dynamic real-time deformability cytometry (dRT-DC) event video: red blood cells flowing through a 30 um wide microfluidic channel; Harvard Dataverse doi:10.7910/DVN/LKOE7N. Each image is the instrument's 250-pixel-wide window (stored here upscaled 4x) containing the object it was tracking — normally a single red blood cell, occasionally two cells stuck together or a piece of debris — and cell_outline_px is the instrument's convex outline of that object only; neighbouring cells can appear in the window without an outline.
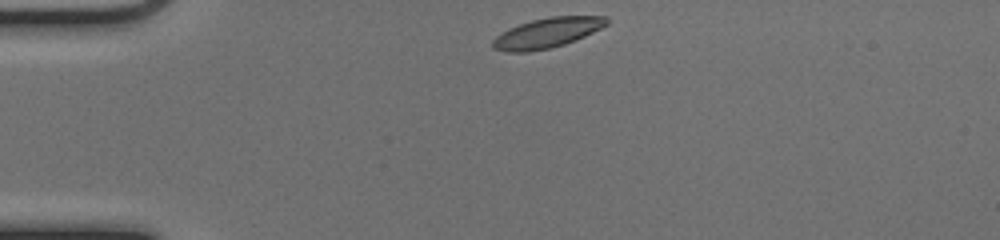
{"species": "common noctule bat (a hibernating species)", "species_latin": "Nyctalus noctula", "temperature_condition": "cold", "stored_images_in_passage": 41, "camera_frame_rate_fps": 3000, "um_per_image_px": 0.085, "animal": {"sex": "female", "body_mass_g": 17.0, "forearm_length_mm": 48.0}, "frame": {"image": 1, "passage_image": 1, "time_ms": 0.0, "image_size_px": [1000, 240], "cell_outline_px": [[608, 24], [576, 40], [564, 44], [548, 48], [528, 52], [508, 52], [492, 48], [492, 40], [496, 36], [508, 28], [532, 20], [552, 16], [608, 16]], "centroid_in_image_um": [46.49, 2.79], "position_along_channel_um": 38.5, "area_um2": 19.77}}
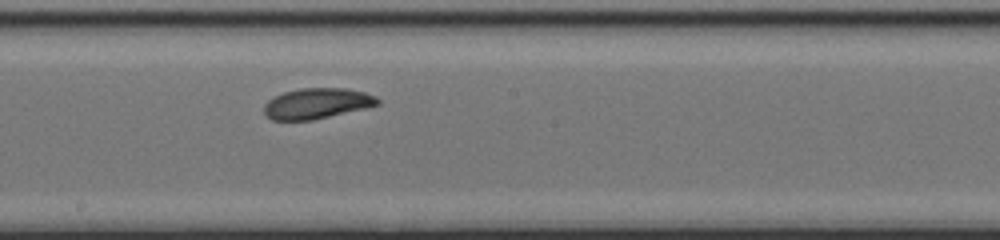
{"frame": {"image": 2, "passage_image": 18, "time_ms": 5.667, "image_size_px": [1000, 240], "cell_outline_px": [[380, 104], [364, 108], [312, 120], [272, 120], [264, 112], [264, 104], [272, 96], [284, 92], [300, 88], [344, 88], [364, 92], [376, 96], [380, 100]], "centroid_in_image_um": [26.92, 8.78], "position_along_channel_um": 221.3, "area_um2": 20.17}}
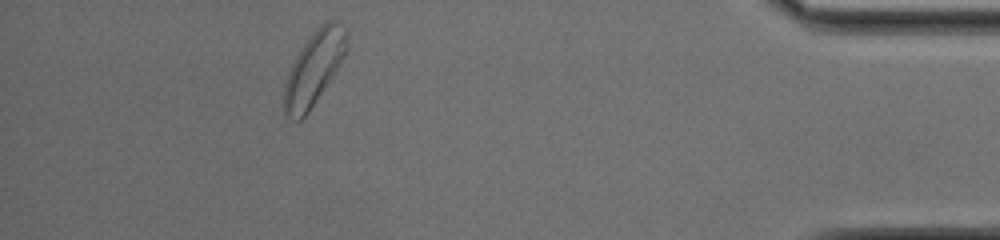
{"frame": {"image": 3, "passage_image": 36, "time_ms": 11.667, "image_size_px": [1000, 240], "cell_outline_px": [[348, 48], [340, 64], [308, 112], [300, 120], [292, 120], [284, 116], [284, 84], [288, 72], [300, 48], [316, 28], [324, 20], [336, 20], [348, 32]], "centroid_in_image_um": [26.69, 5.77], "position_along_channel_um": 408.5, "area_um2": 26.82}, "authors_computed_cell_mechanics": {"area_um2": 20.9236, "velocity_mm_per_s": 3.9736, "shape_relaxation_time_tau1_ms": 4.1211, "shape_relaxation_time_tau2_ms": null, "deformation_change_tau1": 0.1397, "deformation_change_tau2": null}}